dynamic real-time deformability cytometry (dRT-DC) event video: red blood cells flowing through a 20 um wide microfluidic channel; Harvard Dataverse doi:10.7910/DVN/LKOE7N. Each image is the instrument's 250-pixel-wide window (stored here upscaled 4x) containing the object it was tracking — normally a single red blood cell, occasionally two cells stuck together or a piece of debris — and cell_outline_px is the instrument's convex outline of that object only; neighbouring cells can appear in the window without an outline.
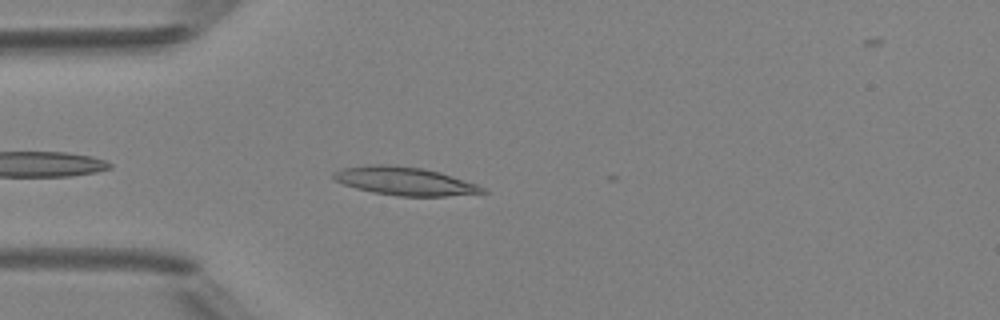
{"species": "Egyptian fruit bat (a non-hibernating species)", "species_latin": "Rousettus aegyptiacus", "temperature_condition": "room temperature", "stored_images_in_passage": 6, "camera_frame_rate_fps": 3000, "um_per_image_px": 0.085, "animal": {"sex": "female"}, "frame": {"image": 1, "passage_image": 3, "time_ms": 0.667, "image_size_px": [1000, 320], "cell_outline_px": [[488, 192], [444, 196], [396, 196], [372, 192], [356, 188], [344, 184], [336, 180], [332, 176], [332, 172], [344, 168], [368, 164], [388, 164], [424, 168], [440, 172], [476, 184], [484, 188]], "centroid_in_image_um": [34.37, 15.38], "position_along_channel_um": 50.6, "area_um2": 24.45}}